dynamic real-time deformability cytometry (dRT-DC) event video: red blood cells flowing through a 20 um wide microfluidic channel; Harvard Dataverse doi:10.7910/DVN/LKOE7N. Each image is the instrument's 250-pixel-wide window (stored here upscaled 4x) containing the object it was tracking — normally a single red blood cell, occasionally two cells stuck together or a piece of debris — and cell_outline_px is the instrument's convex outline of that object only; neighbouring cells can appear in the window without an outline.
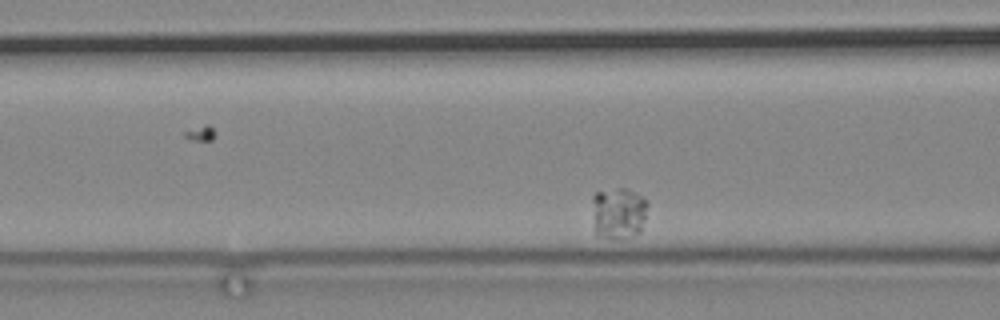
{"species": "common noctule bat (a hibernating species)", "species_latin": "Nyctalus noctula", "temperature_condition": "cold", "stored_images_in_passage": 36, "camera_frame_rate_fps": 3000, "um_per_image_px": 0.085, "animal": {"sex": "male", "body_mass_g": 19.2, "forearm_length_mm": 51.8}, "frame": {"image": 1, "passage_image": 6, "time_ms": 1.667, "image_size_px": [1000, 320], "cell_outline_px": [[648, 204], [640, 232], [620, 236], [596, 236], [592, 200], [592, 196], [596, 192], [620, 188], [624, 188], [648, 200]], "centroid_in_image_um": [52.56, 18.05], "position_along_channel_um": 114.0, "area_um2": 16.01}}
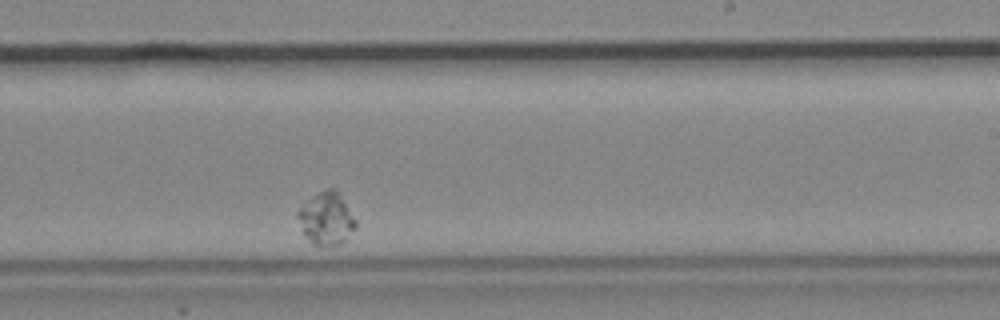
{"frame": {"image": 2, "passage_image": 23, "time_ms": 7.333, "image_size_px": [1000, 320], "cell_outline_px": [[356, 228], [340, 244], [324, 248], [316, 248], [312, 244], [304, 232], [296, 216], [296, 212], [304, 200], [328, 188], [336, 188], [356, 220]], "centroid_in_image_um": [27.72, 18.6], "position_along_channel_um": 261.3, "area_um2": 17.98}}
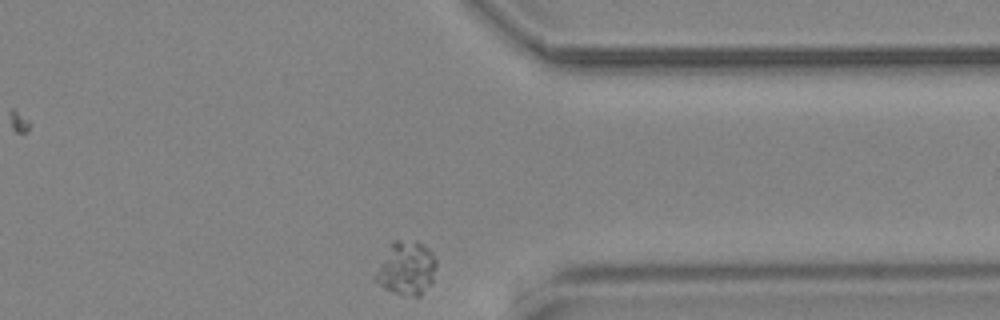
{"frame": {"image": 3, "passage_image": 36, "time_ms": 11.667, "image_size_px": [1000, 320], "cell_outline_px": [[436, 264], [432, 280], [420, 296], [412, 296], [396, 292], [384, 288], [372, 280], [392, 240], [400, 240], [420, 244], [428, 248], [432, 252], [436, 260]], "centroid_in_image_um": [34.53, 22.81], "position_along_channel_um": 376.9, "area_um2": 18.44}}